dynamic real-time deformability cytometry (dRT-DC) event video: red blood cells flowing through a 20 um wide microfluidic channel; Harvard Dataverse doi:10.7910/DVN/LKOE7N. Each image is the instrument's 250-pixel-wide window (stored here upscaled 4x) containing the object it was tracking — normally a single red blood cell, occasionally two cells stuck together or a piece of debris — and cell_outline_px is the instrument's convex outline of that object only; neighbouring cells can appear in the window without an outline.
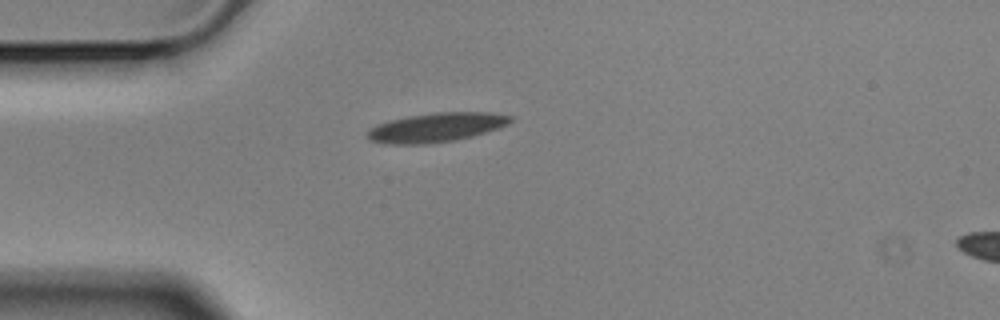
{"species": "Egyptian fruit bat (a non-hibernating species)", "species_latin": "Rousettus aegyptiacus", "temperature_condition": "cold", "stored_images_in_passage": 43, "camera_frame_rate_fps": 3000, "um_per_image_px": 0.085, "animal": {"sex": "male"}, "frame": {"image": 1, "passage_image": 1, "time_ms": 0.0, "image_size_px": [1000, 320], "cell_outline_px": [[512, 120], [508, 124], [472, 136], [452, 140], [424, 144], [388, 144], [372, 140], [368, 136], [368, 132], [376, 124], [388, 120], [408, 116], [436, 112], [488, 112], [512, 116]], "centroid_in_image_um": [37.07, 10.82], "position_along_channel_um": 47.9, "area_um2": 23.93}}
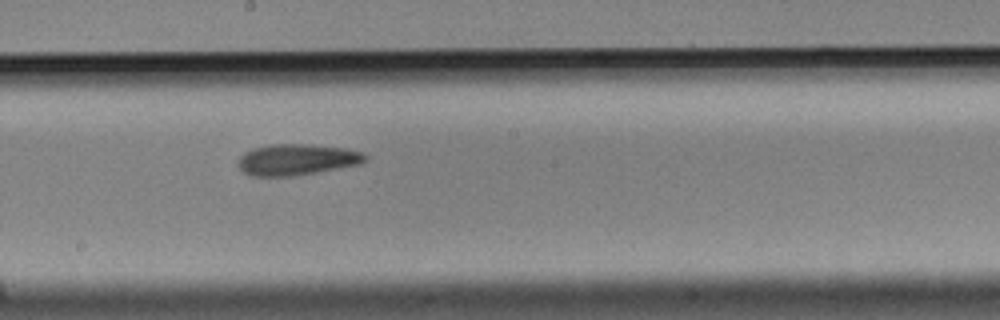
{"frame": {"image": 2, "passage_image": 17, "time_ms": 5.333, "image_size_px": [1000, 320], "cell_outline_px": [[368, 160], [360, 164], [316, 172], [292, 176], [252, 176], [244, 172], [240, 168], [240, 156], [244, 152], [252, 148], [272, 144], [308, 144], [348, 148], [364, 152], [368, 156]], "centroid_in_image_um": [25.29, 13.55], "position_along_channel_um": 222.9, "area_um2": 23.12}}
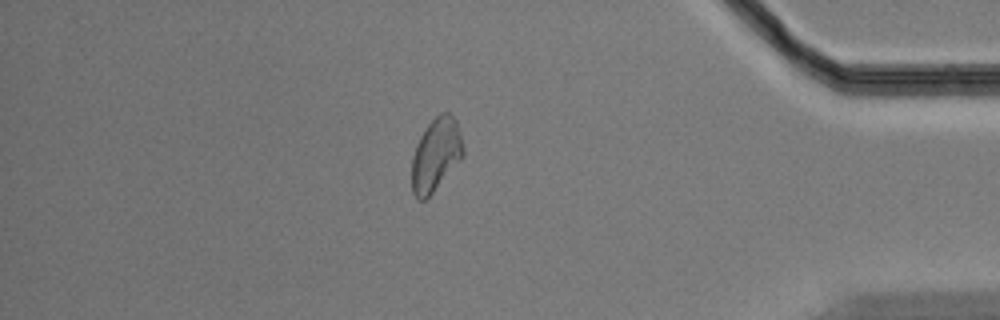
{"frame": {"image": 3, "passage_image": 35, "time_ms": 11.333, "image_size_px": [1000, 320], "cell_outline_px": [[464, 156], [432, 192], [424, 200], [416, 200], [412, 192], [412, 156], [416, 144], [420, 136], [428, 124], [440, 112], [448, 112], [456, 120], [460, 132], [464, 148]], "centroid_in_image_um": [37.04, 13.14], "position_along_channel_um": 398.2, "area_um2": 21.79}, "authors_computed_cell_mechanics": {"area_um2": 22.4264, "velocity_mm_per_s": 3.5064, "shape_relaxation_time_tau1_ms": 7.8494, "shape_relaxation_time_tau2_ms": 4.3371, "deformation_change_tau1": 0.1737, "deformation_change_tau2": 0.1052}}